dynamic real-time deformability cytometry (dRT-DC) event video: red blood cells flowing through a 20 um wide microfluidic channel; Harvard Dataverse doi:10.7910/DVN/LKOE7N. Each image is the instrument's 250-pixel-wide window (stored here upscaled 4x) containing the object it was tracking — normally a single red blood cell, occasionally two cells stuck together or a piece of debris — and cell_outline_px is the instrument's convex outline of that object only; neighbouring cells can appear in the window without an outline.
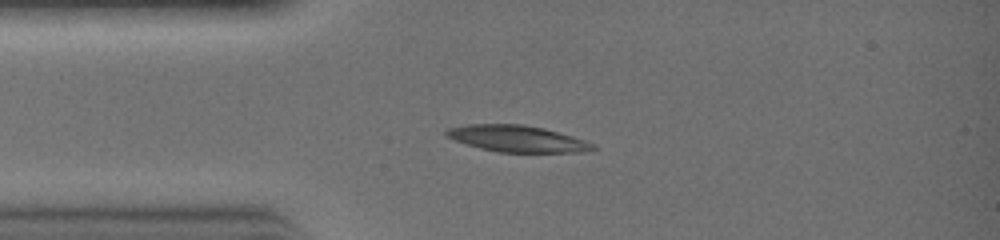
{"species": "common noctule bat (a hibernating species)", "species_latin": "Nyctalus noctula", "temperature_condition": "warm", "stored_images_in_passage": 20, "camera_frame_rate_fps": 3000, "um_per_image_px": 0.085, "animal": {"sex": "female", "body_mass_g": 19.0, "forearm_length_mm": 51.5}, "frame": {"image": 1, "passage_image": 1, "time_ms": 0.0, "image_size_px": [1000, 240], "cell_outline_px": [[596, 148], [584, 152], [500, 152], [480, 148], [464, 144], [444, 136], [444, 132], [448, 128], [468, 124], [524, 124], [544, 128], [560, 132], [596, 144]], "centroid_in_image_um": [43.94, 11.78], "position_along_channel_um": 41.1, "area_um2": 22.77}}
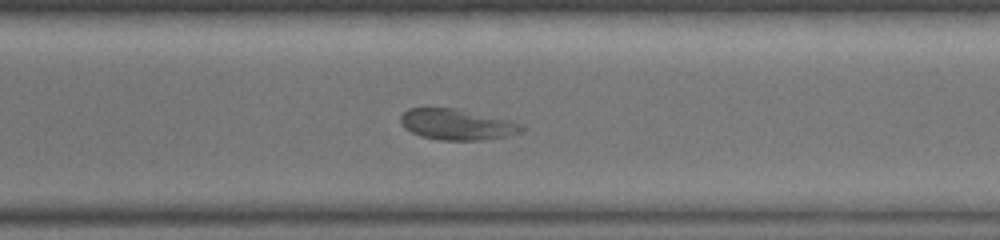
{"frame": {"image": 2, "passage_image": 16, "time_ms": 5.0, "image_size_px": [1000, 240], "cell_outline_px": [[524, 128], [520, 132], [508, 136], [484, 140], [444, 140], [420, 136], [404, 128], [400, 120], [400, 116], [408, 108], [456, 108], [508, 120], [524, 124]], "centroid_in_image_um": [38.84, 10.58], "position_along_channel_um": 331.8, "area_um2": 21.68}}
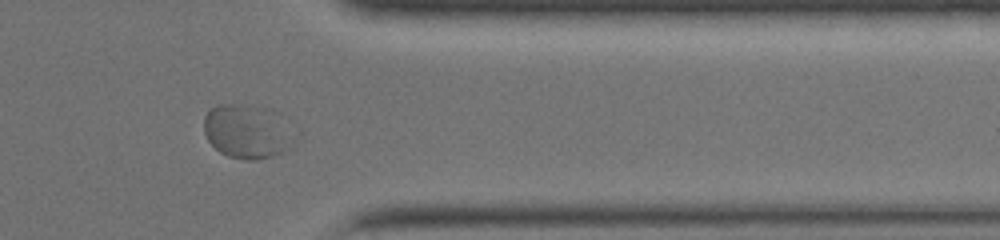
{"frame": {"image": 3, "passage_image": 19, "time_ms": 6.0, "image_size_px": [1000, 240], "cell_outline_px": [[304, 136], [296, 144], [284, 152], [272, 156], [256, 160], [248, 160], [228, 156], [220, 152], [208, 140], [204, 132], [204, 116], [216, 104], [240, 104], [272, 108]], "centroid_in_image_um": [21.17, 11.17], "position_along_channel_um": 390.2, "area_um2": 29.82}}